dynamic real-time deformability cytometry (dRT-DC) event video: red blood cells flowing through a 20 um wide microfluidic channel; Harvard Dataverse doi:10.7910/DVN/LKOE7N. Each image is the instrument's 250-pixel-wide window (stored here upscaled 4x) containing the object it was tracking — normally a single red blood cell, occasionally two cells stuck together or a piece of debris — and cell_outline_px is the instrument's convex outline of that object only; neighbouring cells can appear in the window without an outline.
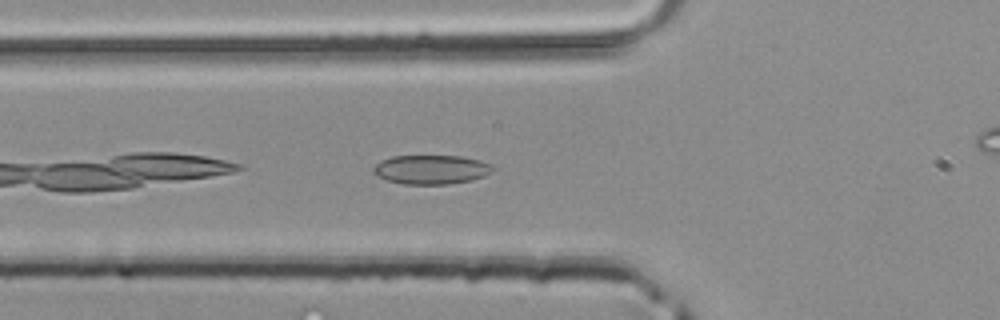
{"species": "common noctule bat (a hibernating species)", "species_latin": "Nyctalus noctula", "temperature_condition": "room temperature", "stored_images_in_passage": 33, "camera_frame_rate_fps": 3000, "um_per_image_px": 0.085, "animal": {"sex": "male", "body_mass_g": 20.4}, "frame": {"image": 1, "passage_image": 3, "time_ms": 0.667, "image_size_px": [1000, 320], "cell_outline_px": [[496, 168], [492, 172], [484, 176], [472, 180], [448, 184], [404, 184], [388, 180], [376, 176], [372, 172], [372, 168], [380, 160], [392, 156], [460, 156], [480, 160], [492, 164]], "centroid_in_image_um": [36.66, 14.41], "position_along_channel_um": 89.1, "area_um2": 20.46}}
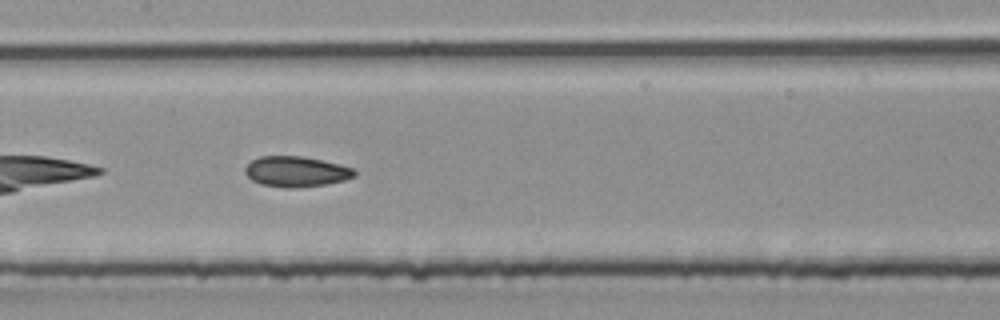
{"frame": {"image": 2, "passage_image": 9, "time_ms": 2.667, "image_size_px": [1000, 320], "cell_outline_px": [[356, 176], [344, 180], [324, 184], [292, 188], [284, 188], [260, 184], [252, 180], [244, 172], [244, 168], [252, 160], [260, 156], [300, 156], [340, 164], [352, 168], [356, 172]], "centroid_in_image_um": [25.14, 14.58], "position_along_channel_um": 182.3, "area_um2": 19.31}}
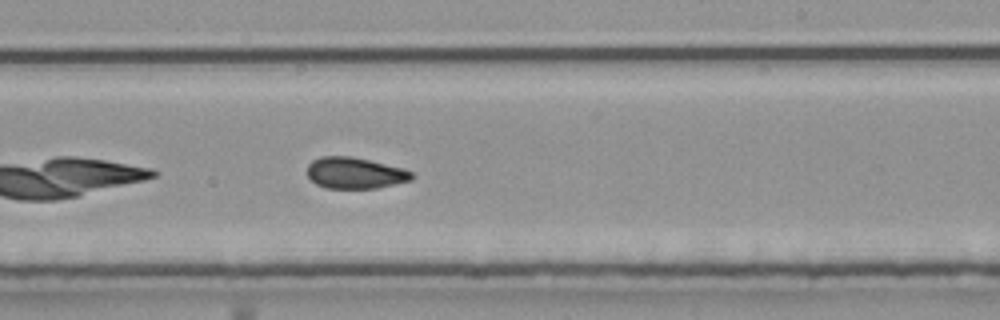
{"frame": {"image": 3, "passage_image": 14, "time_ms": 4.333, "image_size_px": [1000, 320], "cell_outline_px": [[416, 176], [412, 180], [376, 188], [328, 188], [316, 184], [308, 176], [308, 164], [312, 160], [320, 156], [348, 156], [368, 160], [404, 168], [412, 172]], "centroid_in_image_um": [30.19, 14.7], "position_along_channel_um": 258.8, "area_um2": 19.02}}